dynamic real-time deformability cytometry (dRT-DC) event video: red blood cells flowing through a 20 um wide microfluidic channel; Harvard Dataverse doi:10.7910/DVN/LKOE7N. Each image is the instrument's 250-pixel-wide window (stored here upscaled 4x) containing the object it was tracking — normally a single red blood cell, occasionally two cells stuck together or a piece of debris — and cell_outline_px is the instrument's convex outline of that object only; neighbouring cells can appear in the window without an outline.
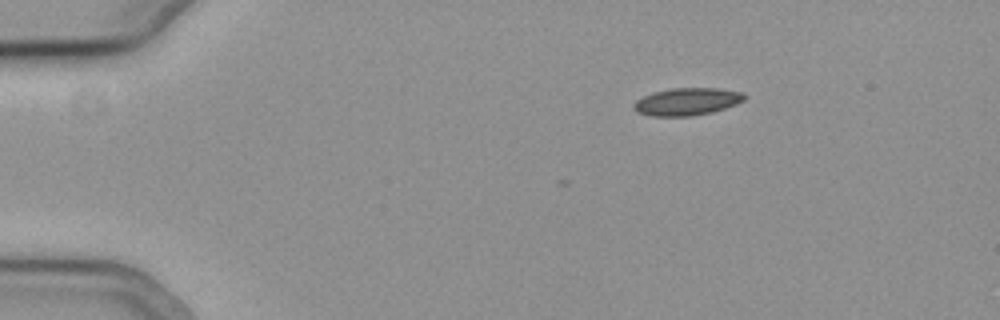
{"species": "common noctule bat (a hibernating species)", "species_latin": "Nyctalus noctula", "temperature_condition": "cold", "stored_images_in_passage": 2, "camera_frame_rate_fps": 3000, "um_per_image_px": 0.085, "animal": {"sex": "female", "body_mass_g": 19.3, "forearm_length_mm": 54.1}, "frame": {"image": 1, "passage_image": 2, "time_ms": 0.333, "image_size_px": [1000, 320], "cell_outline_px": [[748, 96], [744, 100], [736, 104], [712, 112], [688, 116], [652, 116], [636, 112], [632, 108], [632, 104], [636, 100], [652, 92], [672, 88], [716, 88], [744, 92]], "centroid_in_image_um": [58.38, 8.63], "position_along_channel_um": 26.6, "area_um2": 17.8}}